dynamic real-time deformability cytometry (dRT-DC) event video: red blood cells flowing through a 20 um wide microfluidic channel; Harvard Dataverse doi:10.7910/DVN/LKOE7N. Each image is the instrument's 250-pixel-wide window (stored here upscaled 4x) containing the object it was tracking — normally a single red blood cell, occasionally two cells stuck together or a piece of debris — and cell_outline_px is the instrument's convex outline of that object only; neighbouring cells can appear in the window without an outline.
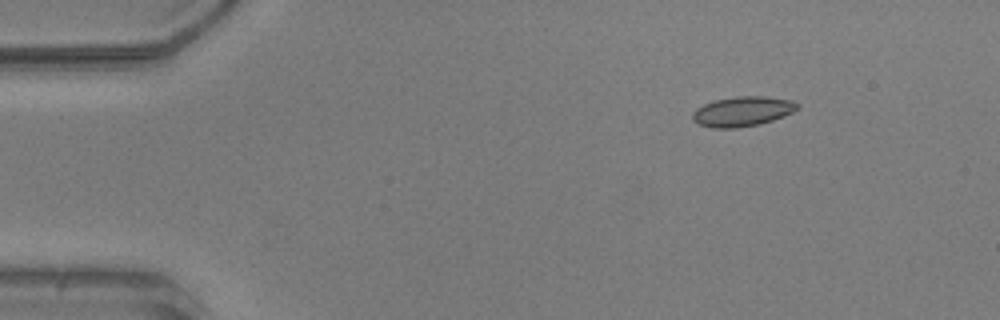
{"species": "common noctule bat (a hibernating species)", "species_latin": "Nyctalus noctula", "temperature_condition": "warm", "stored_images_in_passage": 45, "camera_frame_rate_fps": 3000, "um_per_image_px": 0.085, "animal": {"sex": "male", "body_mass_g": 20.5, "forearm_length_mm": 52.5}, "frame": {"image": 1, "passage_image": 1, "time_ms": 0.0, "image_size_px": [1000, 320], "cell_outline_px": [[800, 108], [784, 116], [760, 124], [736, 128], [712, 128], [696, 124], [692, 120], [692, 112], [696, 108], [704, 104], [716, 100], [736, 96], [764, 96], [792, 100], [800, 104]], "centroid_in_image_um": [63.1, 9.47], "position_along_channel_um": 21.9, "area_um2": 18.44}}
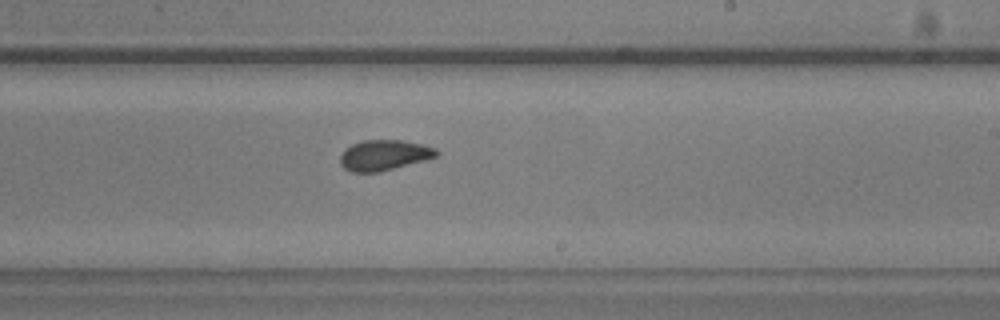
{"frame": {"image": 2, "passage_image": 25, "time_ms": 8.0, "image_size_px": [1000, 320], "cell_outline_px": [[440, 152], [436, 156], [428, 160], [380, 172], [352, 172], [344, 168], [340, 164], [340, 156], [344, 148], [352, 144], [364, 140], [400, 140], [420, 144], [436, 148]], "centroid_in_image_um": [32.65, 13.2], "position_along_channel_um": 256.4, "area_um2": 17.28}}
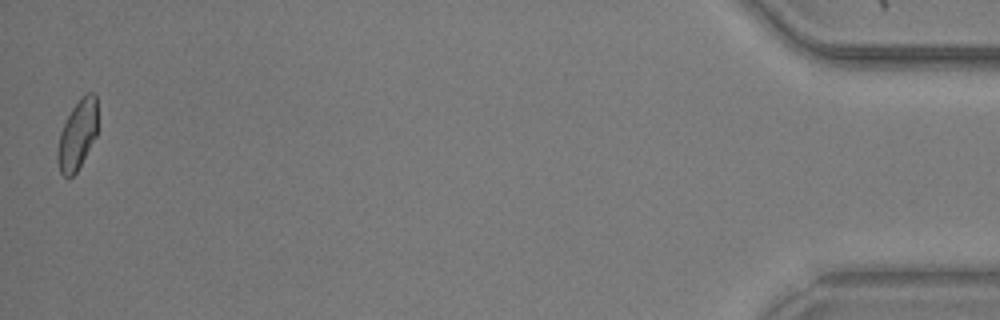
{"frame": {"image": 3, "passage_image": 45, "time_ms": 14.667, "image_size_px": [1000, 320], "cell_outline_px": [[96, 136], [76, 172], [72, 176], [64, 176], [60, 172], [56, 156], [56, 152], [60, 132], [72, 108], [88, 92], [92, 92], [96, 96]], "centroid_in_image_um": [6.55, 11.49], "position_along_channel_um": 428.6, "area_um2": 15.78}, "authors_computed_cell_mechanics": {"area_um2": 17.34, "velocity_mm_per_s": 3.9656, "shape_relaxation_time_tau1_ms": 4.7978, "shape_relaxation_time_tau2_ms": null, "deformation_change_tau1": 0.1016, "deformation_change_tau2": null}}